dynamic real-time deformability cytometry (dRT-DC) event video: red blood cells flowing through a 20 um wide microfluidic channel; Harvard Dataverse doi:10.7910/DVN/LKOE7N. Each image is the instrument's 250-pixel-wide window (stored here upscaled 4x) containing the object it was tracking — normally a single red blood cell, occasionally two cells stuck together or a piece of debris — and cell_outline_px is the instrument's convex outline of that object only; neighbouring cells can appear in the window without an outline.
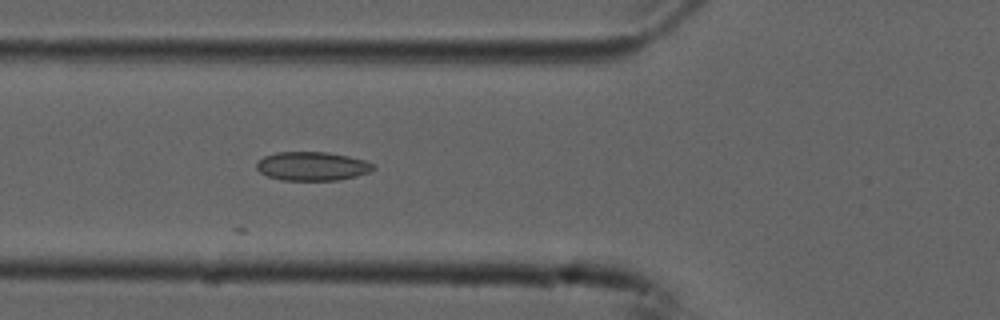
{"species": "common noctule bat (a hibernating species)", "species_latin": "Nyctalus noctula", "temperature_condition": "cold", "stored_images_in_passage": 5, "camera_frame_rate_fps": 3000, "um_per_image_px": 0.085, "animal": {"sex": "male", "forearm_length_mm": 52.5}, "frame": {"image": 1, "passage_image": 5, "time_ms": 1.333, "image_size_px": [1000, 320], "cell_outline_px": [[376, 168], [368, 172], [356, 176], [340, 180], [280, 180], [268, 176], [260, 172], [256, 168], [256, 164], [264, 156], [276, 152], [328, 152], [348, 156], [364, 160], [372, 164]], "centroid_in_image_um": [26.52, 14.13], "position_along_channel_um": 99.3, "area_um2": 19.54}}